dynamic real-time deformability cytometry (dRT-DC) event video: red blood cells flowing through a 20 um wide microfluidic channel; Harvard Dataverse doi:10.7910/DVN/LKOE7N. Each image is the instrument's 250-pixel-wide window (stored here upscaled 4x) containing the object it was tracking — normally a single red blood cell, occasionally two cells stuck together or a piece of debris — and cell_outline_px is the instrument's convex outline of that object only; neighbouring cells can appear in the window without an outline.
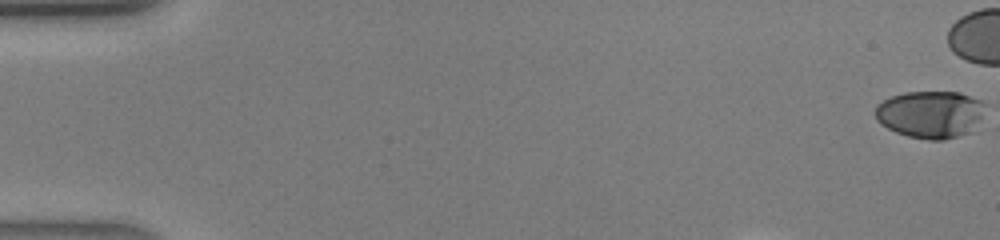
{"species": "human", "species_latin": "Homo sapiens", "temperature_condition": "warm", "stored_images_in_passage": 33, "segment_of_instrument_passage": [1, 2], "camera_frame_rate_fps": 3000, "um_per_image_px": 0.085, "donor": {"sex": "male"}, "frame": {"image": 1, "passage_image": 1, "time_ms": 0.0, "image_size_px": [1000, 240], "cell_outline_px": [[972, 100], [952, 136], [912, 136], [900, 132], [884, 124], [876, 116], [876, 108], [884, 100], [896, 96], [912, 92], [956, 92]], "centroid_in_image_um": [78.55, 9.6], "position_along_channel_um": 6.5, "area_um2": 23.99}}
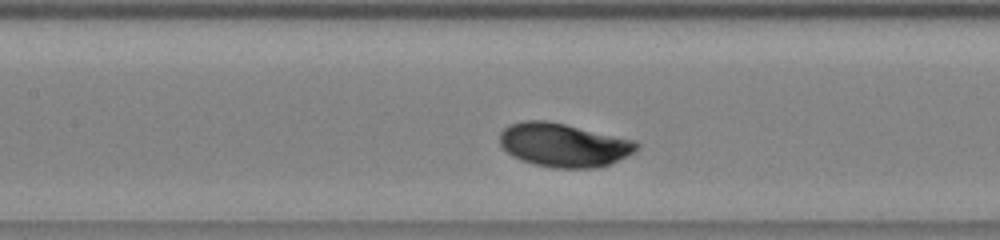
{"frame": {"image": 2, "passage_image": 17, "time_ms": 5.333, "image_size_px": [1000, 240], "cell_outline_px": [[636, 144], [628, 152], [604, 164], [544, 164], [528, 160], [516, 156], [504, 144], [500, 136], [508, 128], [516, 124], [560, 124]], "centroid_in_image_um": [47.8, 12.3], "position_along_channel_um": 159.6, "area_um2": 28.61}}
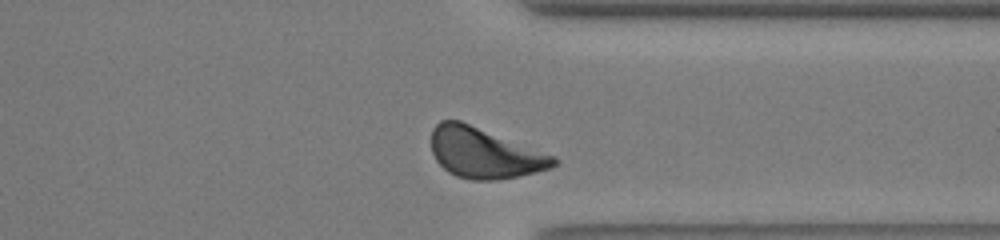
{"frame": {"image": 3, "passage_image": 30, "time_ms": 9.667, "image_size_px": [1000, 240], "cell_outline_px": [[556, 164], [548, 168], [512, 176], [460, 176], [444, 168], [440, 164], [432, 148], [432, 132], [436, 124], [444, 120], [456, 120], [468, 124], [552, 156], [556, 160]], "centroid_in_image_um": [41.1, 12.94], "position_along_channel_um": 370.3, "area_um2": 32.89}}